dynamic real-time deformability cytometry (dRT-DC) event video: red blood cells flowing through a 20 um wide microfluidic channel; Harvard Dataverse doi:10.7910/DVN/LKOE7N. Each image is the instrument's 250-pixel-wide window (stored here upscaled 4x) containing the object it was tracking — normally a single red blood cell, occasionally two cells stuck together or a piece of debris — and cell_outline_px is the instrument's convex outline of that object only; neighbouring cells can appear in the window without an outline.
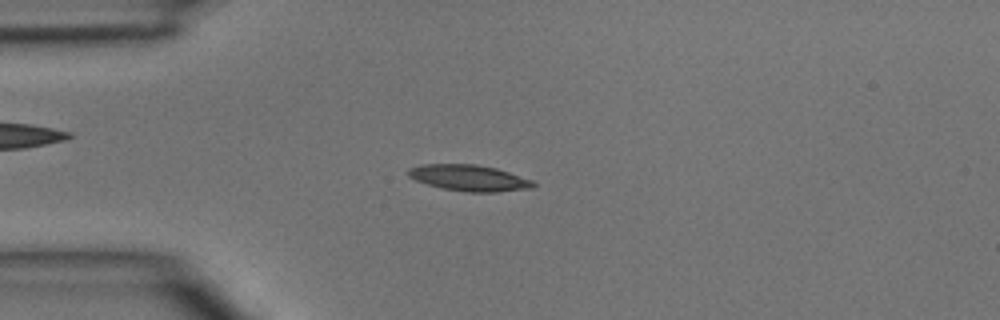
{"species": "common noctule bat (a hibernating species)", "species_latin": "Nyctalus noctula", "temperature_condition": "room temperature", "stored_images_in_passage": 40, "camera_frame_rate_fps": 3000, "um_per_image_px": 0.085, "animal": {"sex": "male", "body_mass_g": 15.6}, "frame": {"image": 1, "passage_image": 11, "time_ms": 3.333, "image_size_px": [1000, 320], "cell_outline_px": [[536, 184], [532, 188], [496, 192], [468, 192], [444, 188], [428, 184], [416, 180], [408, 176], [408, 168], [420, 164], [476, 164], [496, 168], [532, 180]], "centroid_in_image_um": [39.87, 15.11], "position_along_channel_um": 45.1, "area_um2": 18.9}}
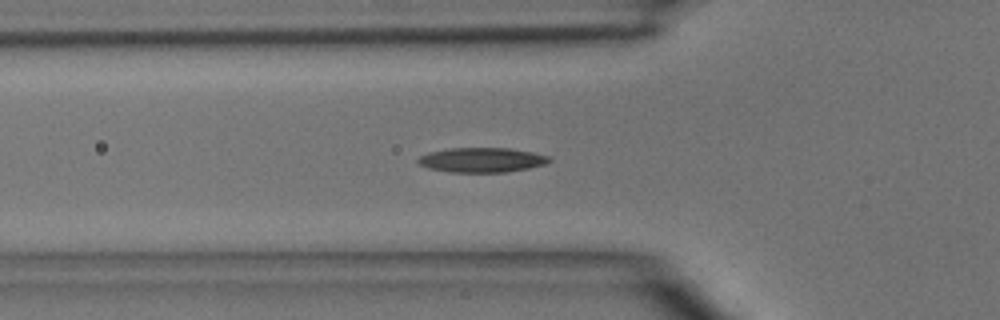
{"frame": {"image": 2, "passage_image": 15, "time_ms": 4.667, "image_size_px": [1000, 320], "cell_outline_px": [[552, 160], [544, 164], [528, 168], [504, 172], [452, 172], [428, 168], [420, 164], [416, 160], [420, 156], [428, 152], [452, 148], [508, 148], [532, 152], [548, 156]], "centroid_in_image_um": [40.93, 13.59], "position_along_channel_um": 84.9, "area_um2": 18.67}}
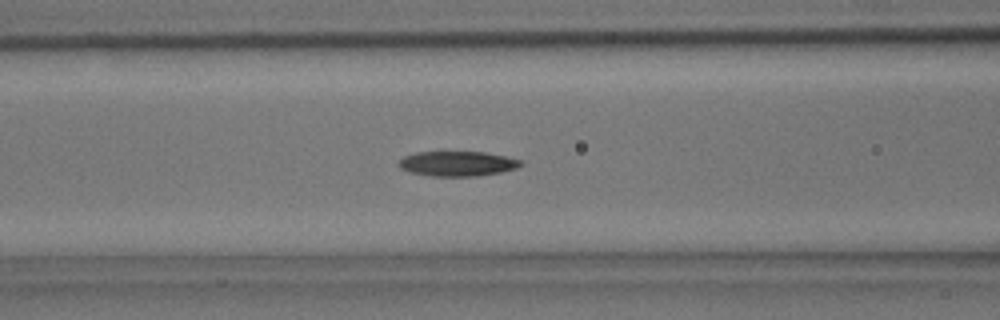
{"frame": {"image": 3, "passage_image": 18, "time_ms": 5.667, "image_size_px": [1000, 320], "cell_outline_px": [[524, 164], [516, 168], [500, 172], [476, 176], [432, 176], [412, 172], [400, 168], [396, 164], [404, 156], [416, 152], [484, 152], [504, 156], [520, 160]], "centroid_in_image_um": [38.86, 13.91], "position_along_channel_um": 127.7, "area_um2": 17.57}}